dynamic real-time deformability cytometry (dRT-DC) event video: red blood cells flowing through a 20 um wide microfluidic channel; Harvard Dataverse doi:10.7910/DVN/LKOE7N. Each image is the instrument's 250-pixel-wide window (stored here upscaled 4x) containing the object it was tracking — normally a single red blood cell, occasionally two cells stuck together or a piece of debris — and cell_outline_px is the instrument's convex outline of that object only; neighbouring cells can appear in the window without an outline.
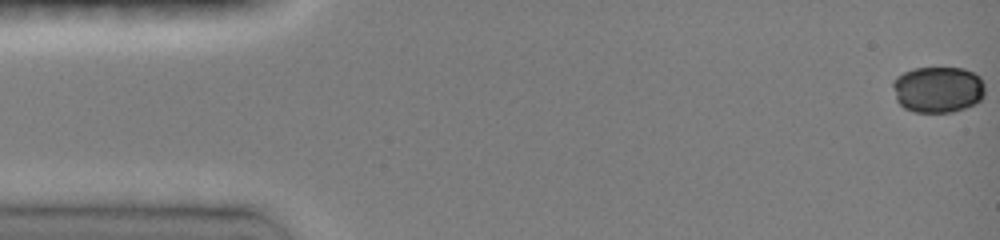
{"species": "common noctule bat (a hibernating species)", "species_latin": "Nyctalus noctula", "temperature_condition": "room temperature", "stored_images_in_passage": 42, "camera_frame_rate_fps": 3000, "um_per_image_px": 0.085, "animal": {"sex": "female", "body_mass_g": 19.0, "forearm_length_mm": 51.5}, "frame": {"image": 1, "passage_image": 1, "time_ms": 0.0, "image_size_px": [1000, 240], "cell_outline_px": [[984, 96], [976, 104], [952, 112], [916, 112], [904, 108], [896, 100], [892, 88], [892, 84], [896, 76], [912, 68], [964, 68], [980, 76], [984, 84]], "centroid_in_image_um": [79.72, 7.6], "position_along_channel_um": 5.3, "area_um2": 25.09}}
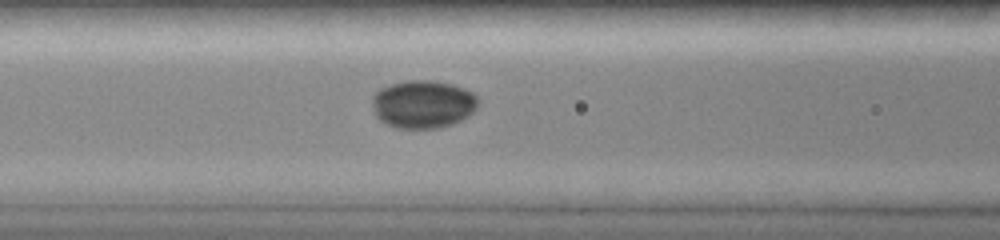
{"frame": {"image": 2, "passage_image": 15, "time_ms": 6.333, "image_size_px": [1000, 240], "cell_outline_px": [[476, 108], [468, 116], [452, 124], [440, 128], [396, 128], [380, 120], [376, 116], [372, 104], [372, 96], [380, 88], [392, 84], [408, 80], [432, 80], [452, 84], [464, 88], [472, 92], [476, 96]], "centroid_in_image_um": [35.94, 8.85], "position_along_channel_um": 130.7, "area_um2": 29.54}}
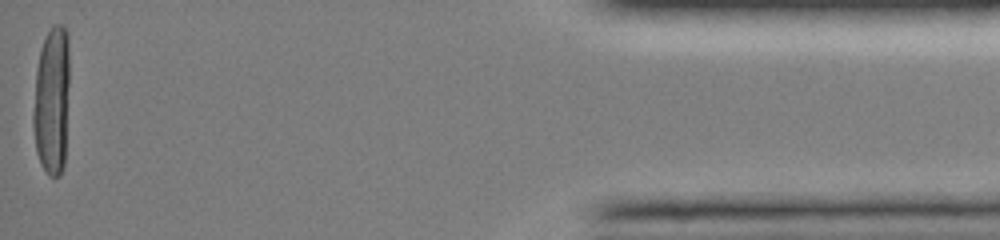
{"frame": {"image": 3, "passage_image": 41, "time_ms": 15.667, "image_size_px": [1000, 240], "cell_outline_px": [[68, 84], [64, 168], [60, 176], [48, 176], [40, 164], [36, 152], [32, 124], [32, 116], [36, 68], [40, 48], [44, 36], [52, 24], [64, 24], [68, 32]], "centroid_in_image_um": [4.38, 8.53], "position_along_channel_um": 430.8, "area_um2": 32.08}, "authors_computed_cell_mechanics": {"area_um2": 28.3798, "velocity_mm_per_s": 4.0463, "shape_relaxation_time_tau1_ms": 7.1934, "shape_relaxation_time_tau2_ms": null, "deformation_change_tau1": 0.1357, "deformation_change_tau2": null}}